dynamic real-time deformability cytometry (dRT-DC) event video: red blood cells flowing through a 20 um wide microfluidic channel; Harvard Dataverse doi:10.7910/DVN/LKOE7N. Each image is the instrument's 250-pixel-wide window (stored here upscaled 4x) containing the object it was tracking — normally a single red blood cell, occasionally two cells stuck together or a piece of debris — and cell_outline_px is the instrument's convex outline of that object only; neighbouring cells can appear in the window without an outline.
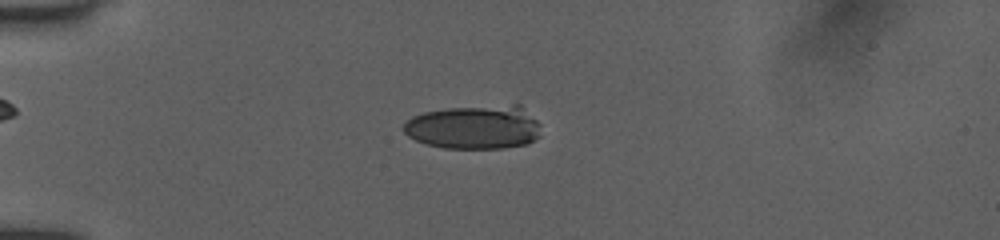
{"species": "human", "species_latin": "Homo sapiens", "temperature_condition": "room temperature", "stored_images_in_passage": 48, "camera_frame_rate_fps": 3000, "um_per_image_px": 0.085, "donor": {"sex": "female"}, "frame": {"image": 1, "passage_image": 16, "time_ms": 4.667, "image_size_px": [1000, 240], "cell_outline_px": [[540, 136], [528, 144], [504, 148], [444, 148], [428, 144], [416, 140], [408, 136], [404, 132], [404, 124], [412, 116], [424, 112], [448, 108], [516, 104], [520, 104], [540, 124]], "centroid_in_image_um": [40.35, 10.81], "position_along_channel_um": 44.7, "area_um2": 35.2}}
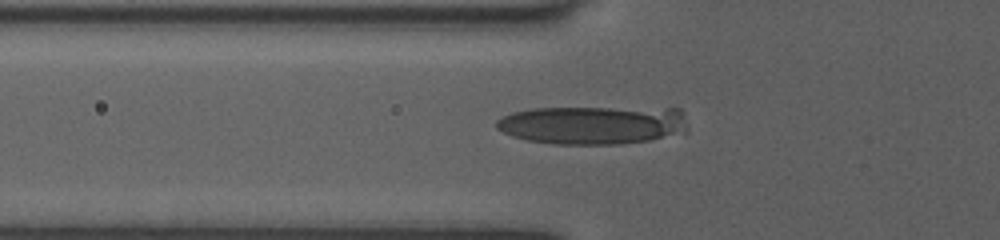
{"frame": {"image": 2, "passage_image": 21, "time_ms": 6.333, "image_size_px": [1000, 240], "cell_outline_px": [[688, 128], [684, 132], [648, 140], [620, 144], [552, 144], [528, 140], [512, 136], [496, 128], [496, 120], [512, 112], [532, 108], [680, 108], [684, 112], [688, 124]], "centroid_in_image_um": [50.41, 10.61], "position_along_channel_um": 75.4, "area_um2": 43.06}}
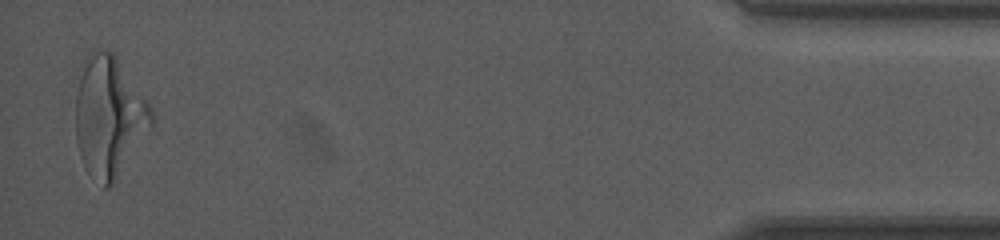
{"frame": {"image": 3, "passage_image": 48, "time_ms": 17.0, "image_size_px": [1000, 240], "cell_outline_px": [[152, 128], [112, 184], [108, 188], [104, 188], [84, 164], [80, 156], [76, 140], [76, 96], [80, 80], [84, 68], [88, 60], [96, 52], [112, 52], [116, 56], [148, 100], [152, 108]], "centroid_in_image_um": [9.32, 9.96], "position_along_channel_um": 425.9, "area_um2": 51.85}, "authors_computed_cell_mechanics": {"area_um2": 31.8189, "velocity_mm_per_s": 3.9741, "shape_relaxation_time_tau1_ms": 0.5501, "shape_relaxation_time_tau2_ms": null, "deformation_change_tau1": 0.3252, "deformation_change_tau2": null}}